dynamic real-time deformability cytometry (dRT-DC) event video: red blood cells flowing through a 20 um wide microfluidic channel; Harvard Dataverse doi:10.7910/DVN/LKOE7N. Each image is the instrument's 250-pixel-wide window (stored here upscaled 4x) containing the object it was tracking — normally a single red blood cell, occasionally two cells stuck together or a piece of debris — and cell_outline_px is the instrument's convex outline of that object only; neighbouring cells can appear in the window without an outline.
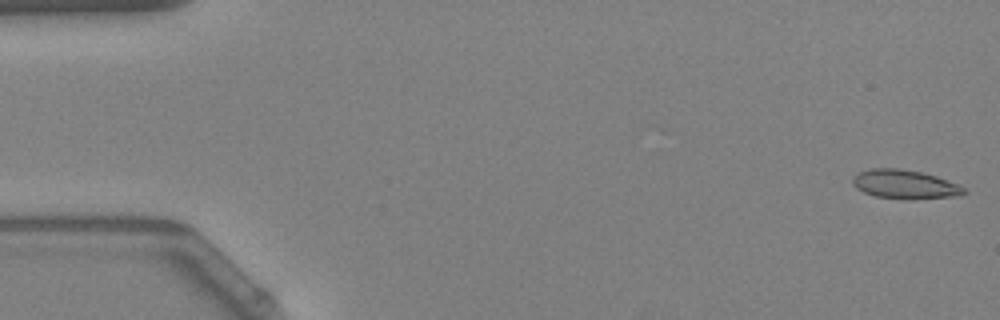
{"species": "Egyptian fruit bat (a non-hibernating species)", "species_latin": "Rousettus aegyptiacus", "temperature_condition": "warm", "stored_images_in_passage": 52, "camera_frame_rate_fps": 3000, "um_per_image_px": 0.085, "animal": {"sex": "female"}, "frame": {"image": 1, "passage_image": 1, "time_ms": 0.0, "image_size_px": [1000, 320], "cell_outline_px": [[968, 192], [960, 196], [876, 196], [864, 192], [856, 188], [852, 184], [852, 180], [860, 172], [872, 168], [900, 168], [920, 172], [936, 176], [956, 184], [964, 188]], "centroid_in_image_um": [76.87, 15.61], "position_along_channel_um": 8.1, "area_um2": 17.51}}
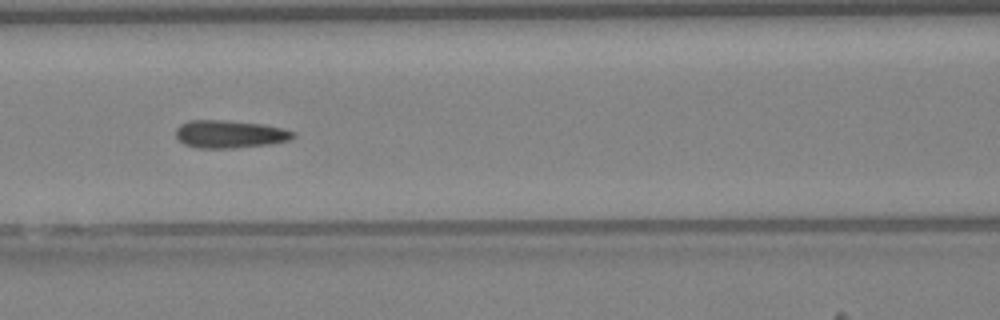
{"frame": {"image": 2, "passage_image": 23, "time_ms": 7.333, "image_size_px": [1000, 320], "cell_outline_px": [[296, 136], [288, 140], [268, 144], [236, 148], [196, 148], [184, 144], [176, 136], [176, 128], [180, 124], [188, 120], [220, 120], [260, 124], [284, 128], [296, 132]], "centroid_in_image_um": [19.52, 11.4], "position_along_channel_um": 147.1, "area_um2": 18.96}}
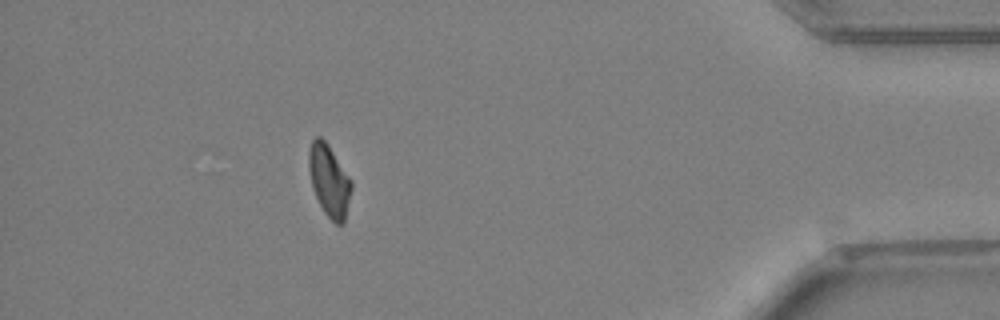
{"frame": {"image": 3, "passage_image": 47, "time_ms": 15.333, "image_size_px": [1000, 320], "cell_outline_px": [[352, 188], [344, 224], [336, 224], [324, 212], [316, 196], [312, 184], [308, 168], [308, 152], [312, 140], [316, 136], [320, 136], [328, 144], [352, 180]], "centroid_in_image_um": [27.99, 15.33], "position_along_channel_um": 407.2, "area_um2": 17.8}, "authors_computed_cell_mechanics": {"area_um2": 18.5249, "velocity_mm_per_s": 3.8949, "shape_relaxation_time_tau1_ms": 6.2827, "shape_relaxation_time_tau2_ms": 2.45, "deformation_change_tau1": 0.1472, "deformation_change_tau2": 0.0898}}